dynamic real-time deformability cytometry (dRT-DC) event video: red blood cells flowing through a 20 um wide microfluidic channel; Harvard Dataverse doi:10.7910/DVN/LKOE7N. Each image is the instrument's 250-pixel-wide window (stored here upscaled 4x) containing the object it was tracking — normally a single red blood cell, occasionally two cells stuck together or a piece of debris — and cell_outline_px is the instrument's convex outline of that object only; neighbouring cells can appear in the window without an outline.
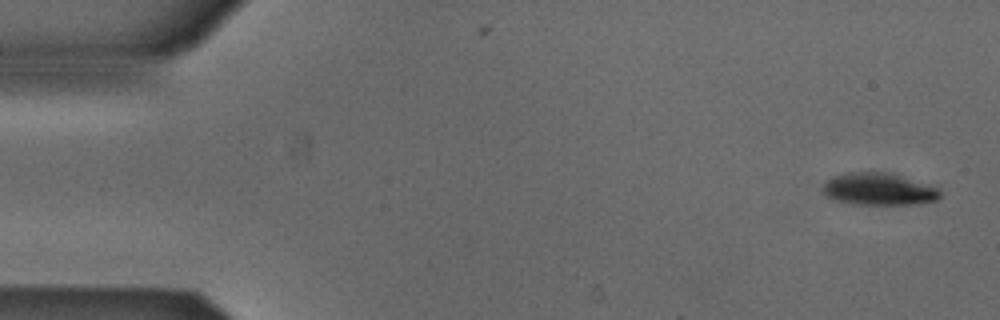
{"species": "Egyptian fruit bat (a non-hibernating species)", "species_latin": "Rousettus aegyptiacus", "temperature_condition": "cold", "stored_images_in_passage": 4, "camera_frame_rate_fps": 3000, "um_per_image_px": 0.085, "animal": {"sex": "male"}, "frame": {"image": 1, "passage_image": 1, "time_ms": 0.0, "image_size_px": [1000, 320], "cell_outline_px": [[940, 200], [920, 204], [852, 204], [832, 200], [820, 192], [820, 188], [832, 176], [848, 172], [892, 172], [936, 184], [940, 188]], "centroid_in_image_um": [74.76, 16.06], "position_along_channel_um": 10.2, "area_um2": 23.06}}
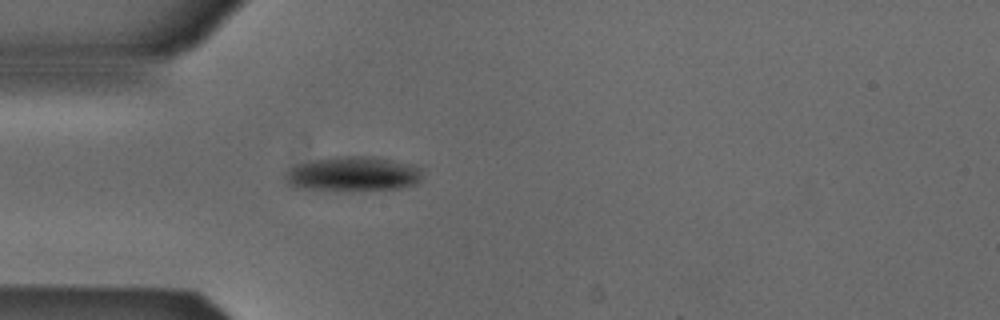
{"frame": {"image": 2, "passage_image": 4, "time_ms": 1.0, "image_size_px": [1000, 320], "cell_outline_px": [[420, 180], [416, 184], [400, 188], [292, 188], [284, 180], [284, 172], [292, 164], [332, 156], [372, 156], [412, 164], [420, 168]], "centroid_in_image_um": [29.91, 14.73], "position_along_channel_um": 55.1, "area_um2": 27.22}}